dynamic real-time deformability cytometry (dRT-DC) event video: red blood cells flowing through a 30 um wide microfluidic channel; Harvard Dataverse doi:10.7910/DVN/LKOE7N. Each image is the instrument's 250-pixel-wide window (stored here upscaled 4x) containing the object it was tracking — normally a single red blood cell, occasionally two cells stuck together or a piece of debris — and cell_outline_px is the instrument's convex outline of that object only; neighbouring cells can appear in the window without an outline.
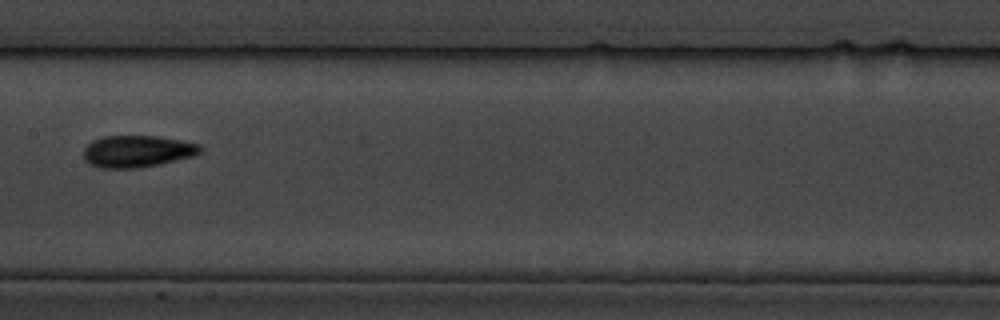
{"species": "common noctule bat (a hibernating species)", "species_latin": "Nyctalus noctula", "temperature_condition": "cold", "stored_images_in_passage": 13, "camera_frame_rate_fps": 3000, "um_per_image_px": 0.085, "animal": {"sex": "male", "body_mass_g": 19.5, "forearm_length_mm": 54.6}, "frame": {"image": 1, "passage_image": 8, "time_ms": 9.0, "image_size_px": [1000, 320], "cell_outline_px": [[204, 148], [196, 156], [160, 164], [136, 168], [100, 168], [88, 164], [84, 160], [84, 148], [92, 140], [104, 136], [156, 136], [180, 140], [200, 144]], "centroid_in_image_um": [11.68, 12.87], "position_along_channel_um": 195.7, "area_um2": 21.91}}
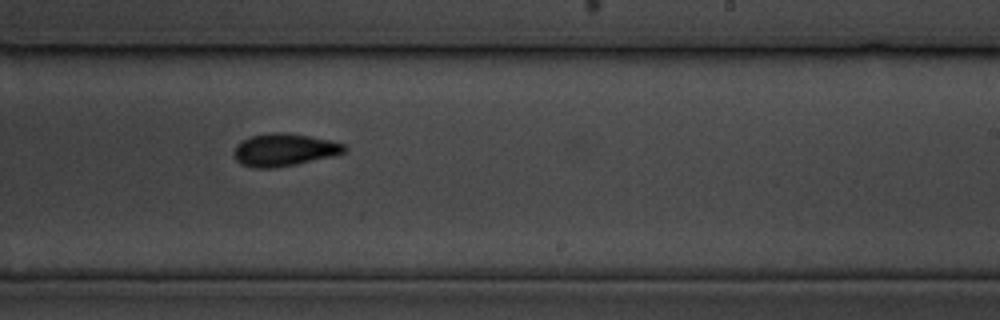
{"frame": {"image": 2, "passage_image": 10, "time_ms": 11.0, "image_size_px": [1000, 320], "cell_outline_px": [[348, 148], [344, 152], [332, 156], [296, 164], [272, 168], [252, 168], [240, 164], [232, 156], [232, 152], [236, 144], [240, 140], [248, 136], [272, 132], [284, 132], [332, 140], [344, 144]], "centroid_in_image_um": [24.08, 12.73], "position_along_channel_um": 264.9, "area_um2": 21.27}}
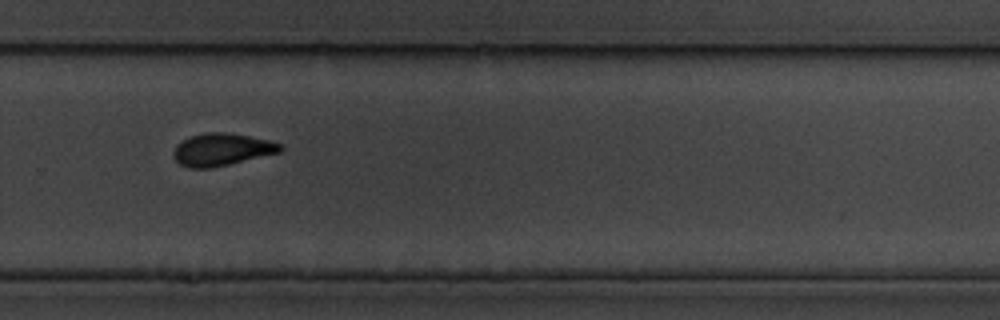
{"frame": {"image": 3, "passage_image": 11, "time_ms": 12.333, "image_size_px": [1000, 320], "cell_outline_px": [[284, 148], [280, 152], [212, 168], [188, 168], [180, 164], [172, 156], [172, 152], [176, 144], [192, 136], [208, 132], [228, 132], [268, 140], [284, 144]], "centroid_in_image_um": [18.85, 12.71], "position_along_channel_um": 311.0, "area_um2": 20.17}, "authors_computed_cell_mechanics": {"area_um2": 21.2704, "velocity_mm_per_s": 3.4601, "shape_relaxation_time_tau1_ms": 4.1883, "shape_relaxation_time_tau2_ms": 4.0198, "deformation_change_tau1": 0.1505, "deformation_change_tau2": 0.0865}}